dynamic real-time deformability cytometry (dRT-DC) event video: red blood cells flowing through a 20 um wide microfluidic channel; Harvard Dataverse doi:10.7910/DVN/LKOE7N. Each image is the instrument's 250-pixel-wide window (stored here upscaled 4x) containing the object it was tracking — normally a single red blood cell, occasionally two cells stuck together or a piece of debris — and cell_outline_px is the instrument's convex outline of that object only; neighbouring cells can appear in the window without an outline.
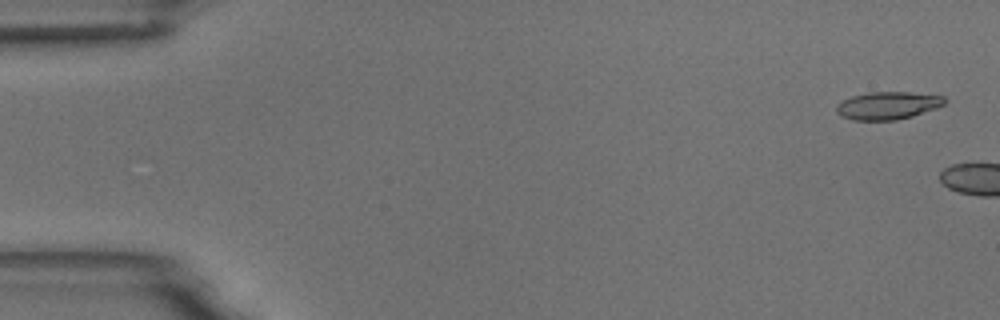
{"species": "common noctule bat (a hibernating species)", "species_latin": "Nyctalus noctula", "temperature_condition": "room temperature", "stored_images_in_passage": 2, "camera_frame_rate_fps": 3000, "um_per_image_px": 0.085, "animal": {"sex": "male", "body_mass_g": 18.8}, "frame": {"image": 1, "passage_image": 1, "time_ms": 0.0, "image_size_px": [1000, 320], "cell_outline_px": [[948, 100], [944, 104], [936, 108], [912, 116], [896, 120], [852, 120], [840, 116], [836, 112], [836, 104], [852, 96], [868, 92], [908, 92], [944, 96]], "centroid_in_image_um": [75.45, 8.97], "position_along_channel_um": 9.6, "area_um2": 17.51}}